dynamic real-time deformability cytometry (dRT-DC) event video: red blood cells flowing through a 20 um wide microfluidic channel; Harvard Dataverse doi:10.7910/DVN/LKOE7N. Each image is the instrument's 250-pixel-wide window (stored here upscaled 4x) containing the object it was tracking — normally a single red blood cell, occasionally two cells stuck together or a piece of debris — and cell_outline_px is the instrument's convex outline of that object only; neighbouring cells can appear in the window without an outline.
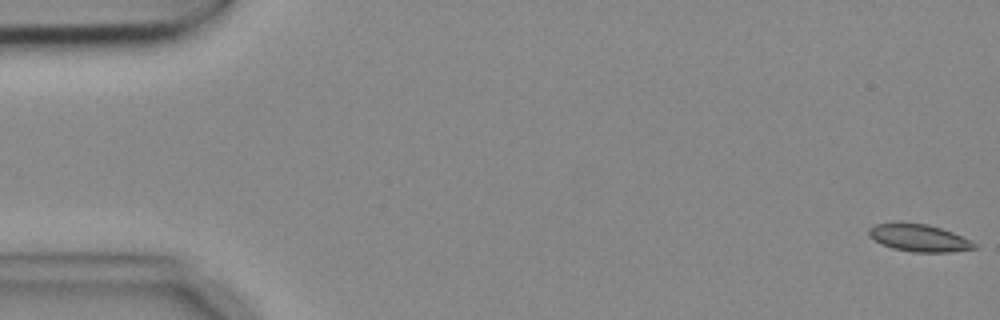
{"species": "common noctule bat (a hibernating species)", "species_latin": "Nyctalus noctula", "temperature_condition": "cold", "stored_images_in_passage": 5, "camera_frame_rate_fps": 3000, "um_per_image_px": 0.085, "animal": {"sex": "female", "body_mass_g": 18.4}, "frame": {"image": 1, "passage_image": 1, "time_ms": 0.0, "image_size_px": [1000, 320], "cell_outline_px": [[976, 248], [952, 252], [912, 252], [892, 248], [880, 244], [868, 236], [868, 228], [876, 224], [928, 224], [952, 232], [972, 240], [976, 244]], "centroid_in_image_um": [78.13, 20.25], "position_along_channel_um": 6.9, "area_um2": 16.59}}
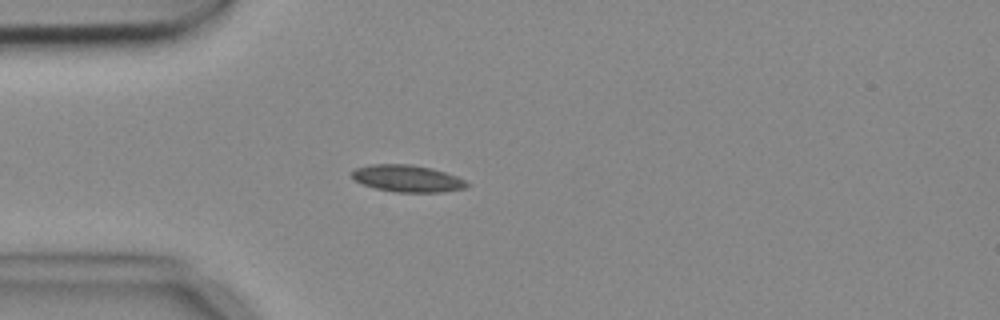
{"frame": {"image": 2, "passage_image": 5, "time_ms": 1.333, "image_size_px": [1000, 320], "cell_outline_px": [[468, 184], [464, 188], [444, 192], [396, 192], [376, 188], [364, 184], [356, 180], [352, 176], [352, 172], [356, 168], [372, 164], [412, 164], [432, 168], [456, 176], [464, 180]], "centroid_in_image_um": [34.63, 15.16], "position_along_channel_um": 50.4, "area_um2": 17.8}}